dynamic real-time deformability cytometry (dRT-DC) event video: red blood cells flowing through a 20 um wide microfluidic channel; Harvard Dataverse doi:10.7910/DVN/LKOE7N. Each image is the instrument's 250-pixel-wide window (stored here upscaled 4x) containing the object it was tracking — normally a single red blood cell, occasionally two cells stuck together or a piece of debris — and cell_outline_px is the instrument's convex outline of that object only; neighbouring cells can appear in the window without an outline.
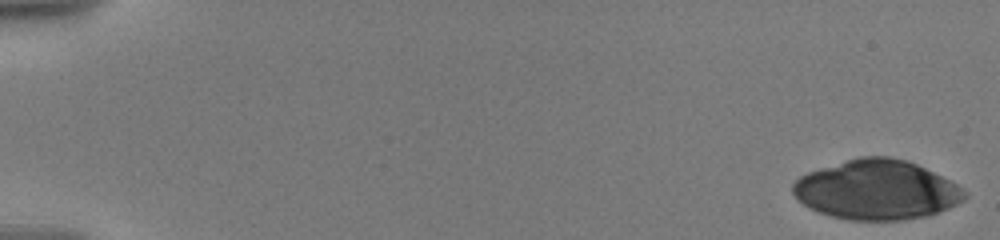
{"species": "human", "species_latin": "Homo sapiens", "temperature_condition": "warm", "stored_images_in_passage": 42, "camera_frame_rate_fps": 3000, "um_per_image_px": 0.085, "donor": {"sex": "male"}, "frame": {"image": 1, "passage_image": 1, "time_ms": 0.0, "image_size_px": [1000, 240], "cell_outline_px": [[968, 196], [964, 200], [948, 208], [928, 216], [904, 220], [848, 220], [832, 216], [808, 208], [792, 192], [792, 184], [800, 176], [808, 172], [860, 156], [888, 156], [908, 160], [956, 184], [968, 192]], "centroid_in_image_um": [74.53, 16.14], "position_along_channel_um": 10.5, "area_um2": 59.42}}
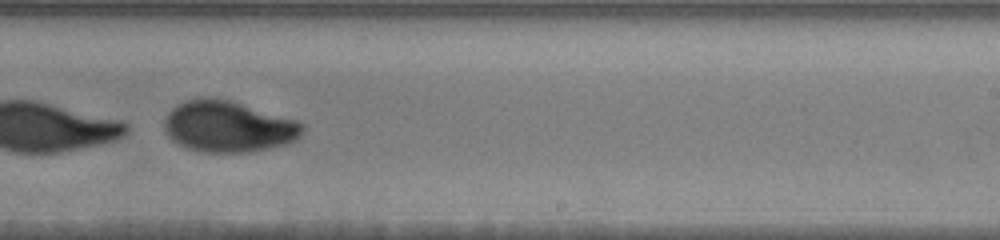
{"frame": {"image": 2, "passage_image": 40, "time_ms": 12.333, "image_size_px": [1000, 240], "cell_outline_px": [[304, 132], [296, 140], [288, 144], [248, 152], [200, 152], [176, 144], [168, 136], [164, 128], [164, 120], [168, 112], [176, 104], [184, 100], [200, 96], [216, 96], [296, 120], [304, 124]], "centroid_in_image_um": [19.37, 10.74], "position_along_channel_um": 269.6, "area_um2": 41.73}}